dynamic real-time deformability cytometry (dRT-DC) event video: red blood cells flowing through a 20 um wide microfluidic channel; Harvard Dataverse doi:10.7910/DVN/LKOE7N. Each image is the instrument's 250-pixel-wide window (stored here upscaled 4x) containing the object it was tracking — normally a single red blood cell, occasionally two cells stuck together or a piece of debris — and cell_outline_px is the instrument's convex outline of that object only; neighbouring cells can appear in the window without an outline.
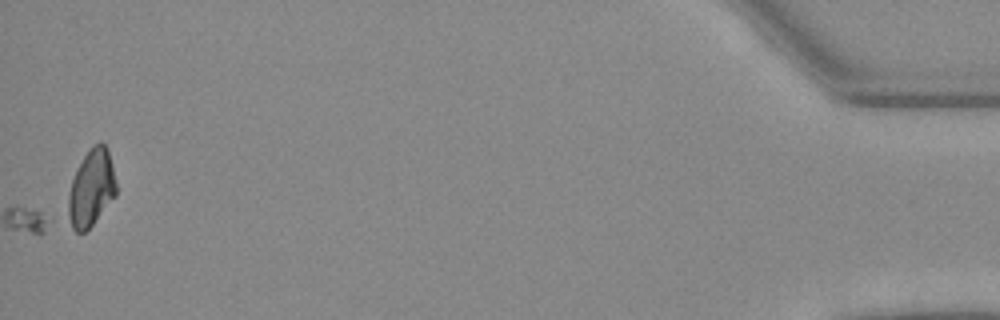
{"species": "Egyptian fruit bat (a non-hibernating species)", "species_latin": "Rousettus aegyptiacus", "temperature_condition": "warm", "stored_images_in_passage": 39, "camera_frame_rate_fps": 3000, "um_per_image_px": 0.085, "animal": {"sex": "female"}, "frame": {"image": 1, "passage_image": 39, "time_ms": 12.667, "image_size_px": [1000, 320], "cell_outline_px": [[116, 196], [92, 224], [84, 232], [76, 232], [64, 220], [68, 196], [72, 180], [84, 156], [92, 144], [100, 140], [108, 148], [116, 184]], "centroid_in_image_um": [7.72, 16.02], "position_along_channel_um": 427.5, "area_um2": 21.79}}